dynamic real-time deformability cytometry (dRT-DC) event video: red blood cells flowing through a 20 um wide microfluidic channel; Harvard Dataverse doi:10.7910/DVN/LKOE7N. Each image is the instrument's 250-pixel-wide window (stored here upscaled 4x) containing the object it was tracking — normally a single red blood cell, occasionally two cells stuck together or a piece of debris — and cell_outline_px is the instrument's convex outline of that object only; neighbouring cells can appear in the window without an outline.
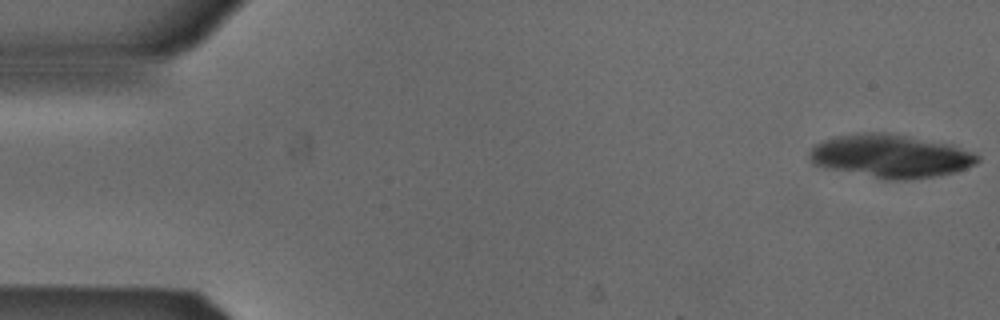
{"species": "Egyptian fruit bat (a non-hibernating species)", "species_latin": "Rousettus aegyptiacus", "temperature_condition": "cold", "stored_images_in_passage": 17, "camera_frame_rate_fps": 3000, "um_per_image_px": 0.085, "animal": {"sex": "male"}, "frame": {"image": 1, "passage_image": 1, "time_ms": 0.0, "image_size_px": [1000, 320], "cell_outline_px": [[980, 160], [976, 164], [956, 172], [936, 176], [908, 180], [884, 180], [824, 168], [812, 164], [808, 160], [808, 152], [816, 144], [824, 140], [836, 136], [868, 132], [880, 132], [952, 144], [976, 152], [980, 156]], "centroid_in_image_um": [75.7, 13.29], "position_along_channel_um": 9.3, "area_um2": 42.77}}